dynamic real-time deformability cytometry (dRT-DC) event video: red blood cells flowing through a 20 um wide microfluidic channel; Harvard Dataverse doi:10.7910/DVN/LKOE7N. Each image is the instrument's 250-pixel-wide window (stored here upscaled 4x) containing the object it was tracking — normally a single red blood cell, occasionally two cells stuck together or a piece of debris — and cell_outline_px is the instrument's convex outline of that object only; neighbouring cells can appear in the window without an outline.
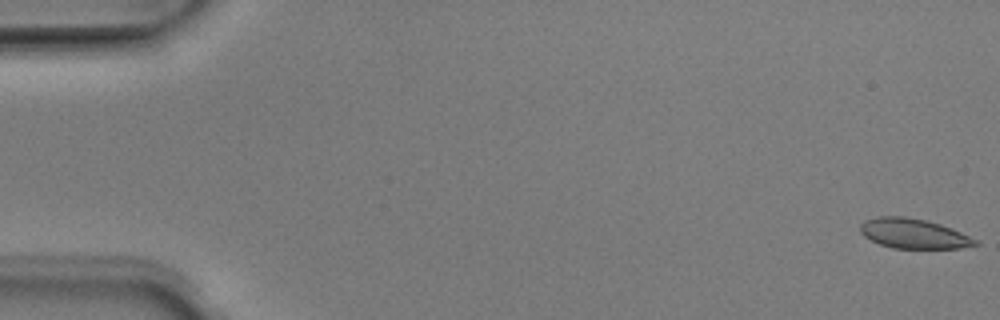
{"species": "Egyptian fruit bat (a non-hibernating species)", "species_latin": "Rousettus aegyptiacus", "temperature_condition": "room temperature", "stored_images_in_passage": 51, "camera_frame_rate_fps": 3000, "um_per_image_px": 0.085, "animal": {"sex": "male"}, "frame": {"image": 1, "passage_image": 1, "time_ms": 0.0, "image_size_px": [1000, 320], "cell_outline_px": [[980, 244], [960, 248], [892, 248], [880, 244], [864, 236], [860, 232], [860, 224], [864, 220], [876, 216], [904, 216], [924, 220], [940, 224], [952, 228], [980, 240]], "centroid_in_image_um": [77.67, 19.85], "position_along_channel_um": 7.3, "area_um2": 20.11}}
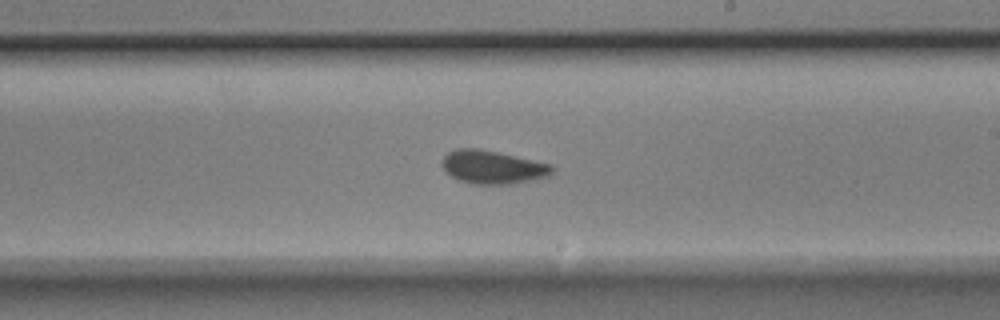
{"frame": {"image": 2, "passage_image": 30, "time_ms": 9.667, "image_size_px": [1000, 320], "cell_outline_px": [[552, 172], [548, 176], [536, 180], [512, 184], [472, 184], [460, 180], [452, 176], [440, 164], [440, 160], [448, 152], [456, 148], [476, 148], [496, 152], [552, 164]], "centroid_in_image_um": [41.86, 14.21], "position_along_channel_um": 247.1, "area_um2": 21.33}}
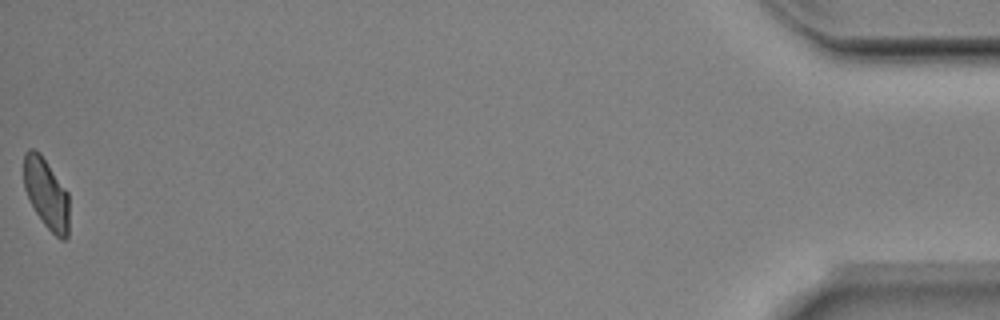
{"frame": {"image": 3, "passage_image": 51, "time_ms": 16.667, "image_size_px": [1000, 320], "cell_outline_px": [[68, 236], [64, 240], [60, 240], [44, 224], [36, 212], [24, 188], [24, 152], [28, 148], [32, 148], [40, 152], [68, 192]], "centroid_in_image_um": [3.94, 16.43], "position_along_channel_um": 431.3, "area_um2": 18.5}, "authors_computed_cell_mechanics": {"area_um2": 20.519, "velocity_mm_per_s": 4.01, "shape_relaxation_time_tau1_ms": 2.8059, "shape_relaxation_time_tau2_ms": 1.0169, "deformation_change_tau1": 0.0961, "deformation_change_tau2": 0.0661}}